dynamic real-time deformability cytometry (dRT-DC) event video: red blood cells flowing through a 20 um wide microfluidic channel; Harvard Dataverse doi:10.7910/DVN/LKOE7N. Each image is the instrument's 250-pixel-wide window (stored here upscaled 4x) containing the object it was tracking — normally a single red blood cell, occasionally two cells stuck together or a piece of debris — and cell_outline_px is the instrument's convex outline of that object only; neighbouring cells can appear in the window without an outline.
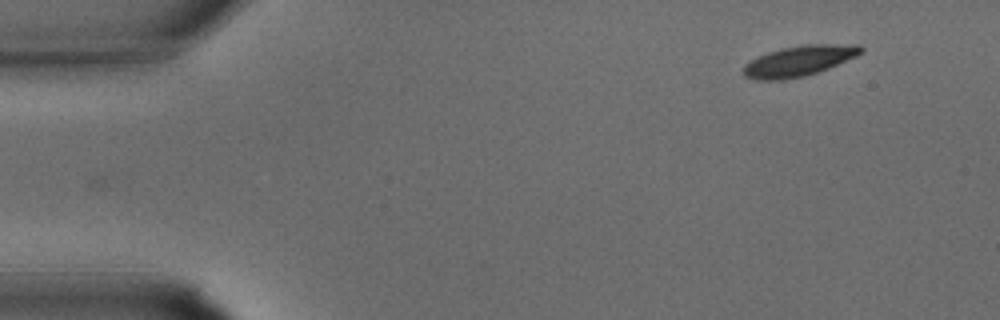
{"species": "common noctule bat (a hibernating species)", "species_latin": "Nyctalus noctula", "temperature_condition": "warm", "stored_images_in_passage": 10, "camera_frame_rate_fps": 3000, "um_per_image_px": 0.085, "animal": {"sex": "male", "body_mass_g": 15.6}, "frame": {"image": 1, "passage_image": 1, "time_ms": 0.0, "image_size_px": [1000, 320], "cell_outline_px": [[864, 52], [856, 56], [828, 68], [804, 76], [784, 80], [756, 80], [744, 76], [744, 64], [768, 52], [780, 48], [804, 44], [860, 44], [864, 48]], "centroid_in_image_um": [67.94, 5.17], "position_along_channel_um": 17.1, "area_um2": 20.87}}
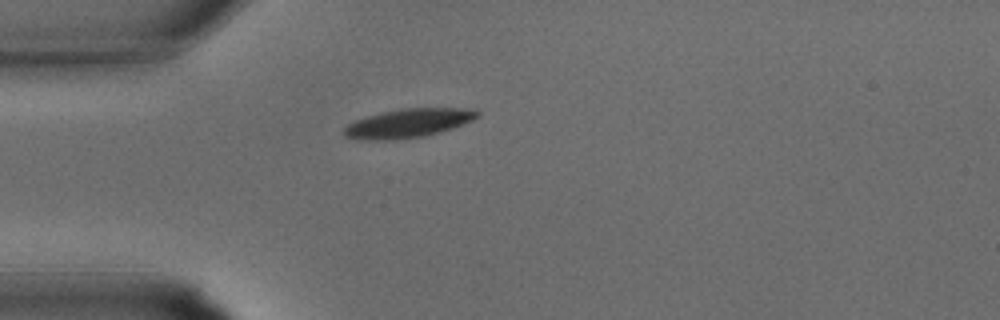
{"frame": {"image": 2, "passage_image": 7, "time_ms": 2.0, "image_size_px": [1000, 320], "cell_outline_px": [[480, 116], [472, 120], [452, 128], [424, 136], [392, 140], [368, 140], [344, 136], [344, 128], [352, 120], [384, 112], [404, 108], [472, 108], [480, 112]], "centroid_in_image_um": [34.71, 10.46], "position_along_channel_um": 50.3, "area_um2": 22.25}}
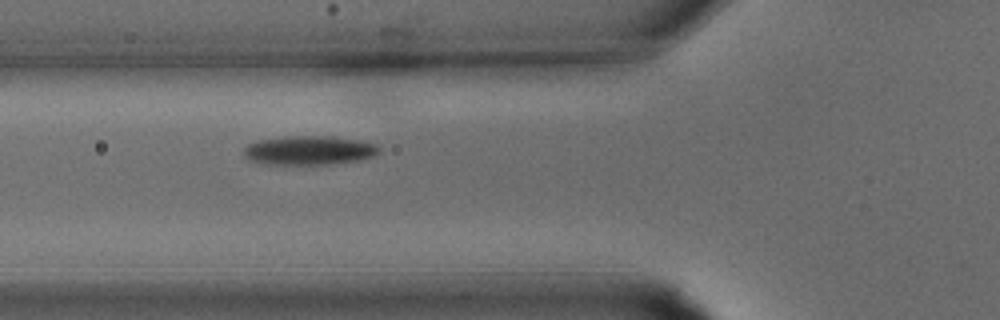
{"frame": {"image": 3, "passage_image": 10, "time_ms": 3.0, "image_size_px": [1000, 320], "cell_outline_px": [[380, 152], [372, 156], [360, 160], [332, 164], [264, 164], [248, 160], [244, 156], [244, 148], [248, 144], [260, 140], [284, 136], [332, 136], [356, 140], [376, 144], [380, 148]], "centroid_in_image_um": [26.26, 12.78], "position_along_channel_um": 99.5, "area_um2": 22.95}}